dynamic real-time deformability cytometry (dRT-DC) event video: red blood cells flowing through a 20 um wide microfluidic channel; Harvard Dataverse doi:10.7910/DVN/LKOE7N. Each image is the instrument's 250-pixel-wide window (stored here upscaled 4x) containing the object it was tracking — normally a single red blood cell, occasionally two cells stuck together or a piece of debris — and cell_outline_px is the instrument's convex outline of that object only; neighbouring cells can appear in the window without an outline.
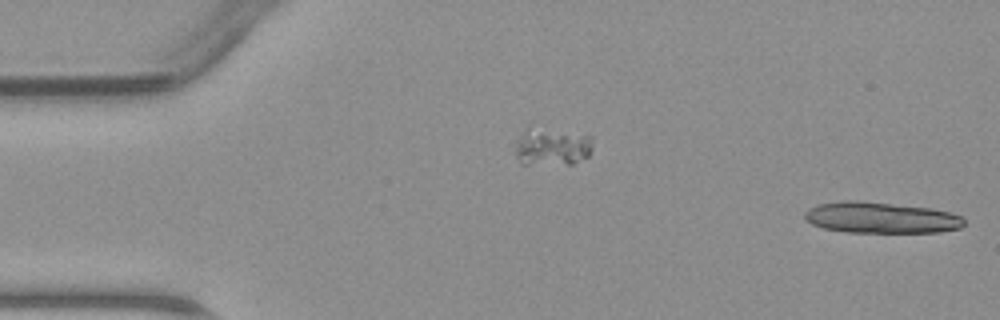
{"species": "common noctule bat (a hibernating species)", "species_latin": "Nyctalus noctula", "temperature_condition": "warm", "stored_images_in_passage": 12, "segment_of_instrument_passage": [2, 2], "camera_frame_rate_fps": 3000, "um_per_image_px": 0.085, "animal": {"sex": "male", "body_mass_g": 23.1, "forearm_length_mm": 52.7}, "frame": {"image": 1, "passage_image": 12, "time_ms": 3.667, "image_size_px": [1000, 320], "cell_outline_px": [[964, 224], [960, 228], [940, 232], [848, 232], [824, 228], [812, 224], [804, 216], [804, 212], [808, 208], [816, 204], [844, 200], [856, 200], [932, 208], [948, 212], [960, 216], [964, 220]], "centroid_in_image_um": [74.85, 18.49], "position_along_channel_um": 10.1, "area_um2": 28.84}}